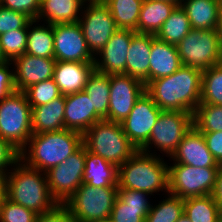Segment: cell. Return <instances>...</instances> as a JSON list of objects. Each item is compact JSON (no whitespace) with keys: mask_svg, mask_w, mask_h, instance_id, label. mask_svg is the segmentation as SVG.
Masks as SVG:
<instances>
[{"mask_svg":"<svg viewBox=\"0 0 222 222\" xmlns=\"http://www.w3.org/2000/svg\"><path fill=\"white\" fill-rule=\"evenodd\" d=\"M202 70L182 65L170 76L150 81L145 92L161 110L194 114L201 99Z\"/></svg>","mask_w":222,"mask_h":222,"instance_id":"obj_1","label":"cell"},{"mask_svg":"<svg viewBox=\"0 0 222 222\" xmlns=\"http://www.w3.org/2000/svg\"><path fill=\"white\" fill-rule=\"evenodd\" d=\"M13 167L6 174V198L38 215L58 205L50 194L46 173L27 166L20 159Z\"/></svg>","mask_w":222,"mask_h":222,"instance_id":"obj_2","label":"cell"},{"mask_svg":"<svg viewBox=\"0 0 222 222\" xmlns=\"http://www.w3.org/2000/svg\"><path fill=\"white\" fill-rule=\"evenodd\" d=\"M82 145L83 135L66 128L59 131L32 134L25 148L20 151V160L27 166L46 173L51 168L63 163Z\"/></svg>","mask_w":222,"mask_h":222,"instance_id":"obj_3","label":"cell"},{"mask_svg":"<svg viewBox=\"0 0 222 222\" xmlns=\"http://www.w3.org/2000/svg\"><path fill=\"white\" fill-rule=\"evenodd\" d=\"M153 150L148 154L138 150L118 167V187L153 193H169L168 163ZM156 153V154H155Z\"/></svg>","mask_w":222,"mask_h":222,"instance_id":"obj_4","label":"cell"},{"mask_svg":"<svg viewBox=\"0 0 222 222\" xmlns=\"http://www.w3.org/2000/svg\"><path fill=\"white\" fill-rule=\"evenodd\" d=\"M86 149L107 162L119 167L137 151L128 139L121 123L102 120L95 123L83 134Z\"/></svg>","mask_w":222,"mask_h":222,"instance_id":"obj_5","label":"cell"},{"mask_svg":"<svg viewBox=\"0 0 222 222\" xmlns=\"http://www.w3.org/2000/svg\"><path fill=\"white\" fill-rule=\"evenodd\" d=\"M32 134V107L24 92L14 91L0 101V137L20 152Z\"/></svg>","mask_w":222,"mask_h":222,"instance_id":"obj_6","label":"cell"},{"mask_svg":"<svg viewBox=\"0 0 222 222\" xmlns=\"http://www.w3.org/2000/svg\"><path fill=\"white\" fill-rule=\"evenodd\" d=\"M118 187H93L82 184L63 204L78 222H92L111 216Z\"/></svg>","mask_w":222,"mask_h":222,"instance_id":"obj_7","label":"cell"},{"mask_svg":"<svg viewBox=\"0 0 222 222\" xmlns=\"http://www.w3.org/2000/svg\"><path fill=\"white\" fill-rule=\"evenodd\" d=\"M176 47L184 66L203 71L222 63V47L216 30L191 29Z\"/></svg>","mask_w":222,"mask_h":222,"instance_id":"obj_8","label":"cell"},{"mask_svg":"<svg viewBox=\"0 0 222 222\" xmlns=\"http://www.w3.org/2000/svg\"><path fill=\"white\" fill-rule=\"evenodd\" d=\"M192 126L193 114L184 111L162 110L152 128L148 142L140 150L152 154L150 148L153 145L158 151L171 157Z\"/></svg>","mask_w":222,"mask_h":222,"instance_id":"obj_9","label":"cell"},{"mask_svg":"<svg viewBox=\"0 0 222 222\" xmlns=\"http://www.w3.org/2000/svg\"><path fill=\"white\" fill-rule=\"evenodd\" d=\"M168 166L169 193L180 197L211 195L220 167H194L174 163Z\"/></svg>","mask_w":222,"mask_h":222,"instance_id":"obj_10","label":"cell"},{"mask_svg":"<svg viewBox=\"0 0 222 222\" xmlns=\"http://www.w3.org/2000/svg\"><path fill=\"white\" fill-rule=\"evenodd\" d=\"M82 11L78 23L87 47L95 57L118 30V27L108 6L102 0H87Z\"/></svg>","mask_w":222,"mask_h":222,"instance_id":"obj_11","label":"cell"},{"mask_svg":"<svg viewBox=\"0 0 222 222\" xmlns=\"http://www.w3.org/2000/svg\"><path fill=\"white\" fill-rule=\"evenodd\" d=\"M86 147L83 144L63 163L46 172L48 188L53 199L63 205L83 184Z\"/></svg>","mask_w":222,"mask_h":222,"instance_id":"obj_12","label":"cell"},{"mask_svg":"<svg viewBox=\"0 0 222 222\" xmlns=\"http://www.w3.org/2000/svg\"><path fill=\"white\" fill-rule=\"evenodd\" d=\"M56 61L94 63L78 22L53 24Z\"/></svg>","mask_w":222,"mask_h":222,"instance_id":"obj_13","label":"cell"},{"mask_svg":"<svg viewBox=\"0 0 222 222\" xmlns=\"http://www.w3.org/2000/svg\"><path fill=\"white\" fill-rule=\"evenodd\" d=\"M145 92V84L127 74L110 75L108 121L122 123L135 102Z\"/></svg>","mask_w":222,"mask_h":222,"instance_id":"obj_14","label":"cell"},{"mask_svg":"<svg viewBox=\"0 0 222 222\" xmlns=\"http://www.w3.org/2000/svg\"><path fill=\"white\" fill-rule=\"evenodd\" d=\"M161 111L152 98L144 92L135 102L129 115L122 121L124 133L138 150L148 142Z\"/></svg>","mask_w":222,"mask_h":222,"instance_id":"obj_15","label":"cell"},{"mask_svg":"<svg viewBox=\"0 0 222 222\" xmlns=\"http://www.w3.org/2000/svg\"><path fill=\"white\" fill-rule=\"evenodd\" d=\"M135 33L129 29H118L99 52V56H95V70L108 75L126 74L128 50Z\"/></svg>","mask_w":222,"mask_h":222,"instance_id":"obj_16","label":"cell"},{"mask_svg":"<svg viewBox=\"0 0 222 222\" xmlns=\"http://www.w3.org/2000/svg\"><path fill=\"white\" fill-rule=\"evenodd\" d=\"M56 60L24 53L12 61L16 91L24 92L31 85L53 78ZM16 67V68H15Z\"/></svg>","mask_w":222,"mask_h":222,"instance_id":"obj_17","label":"cell"},{"mask_svg":"<svg viewBox=\"0 0 222 222\" xmlns=\"http://www.w3.org/2000/svg\"><path fill=\"white\" fill-rule=\"evenodd\" d=\"M175 163L194 167H220L209 151L203 134L193 125L170 157Z\"/></svg>","mask_w":222,"mask_h":222,"instance_id":"obj_18","label":"cell"},{"mask_svg":"<svg viewBox=\"0 0 222 222\" xmlns=\"http://www.w3.org/2000/svg\"><path fill=\"white\" fill-rule=\"evenodd\" d=\"M104 120L94 108L84 91L65 95L64 124L68 130L82 135L95 123Z\"/></svg>","mask_w":222,"mask_h":222,"instance_id":"obj_19","label":"cell"},{"mask_svg":"<svg viewBox=\"0 0 222 222\" xmlns=\"http://www.w3.org/2000/svg\"><path fill=\"white\" fill-rule=\"evenodd\" d=\"M148 194L118 187L110 219L112 222H145L152 205L148 202Z\"/></svg>","mask_w":222,"mask_h":222,"instance_id":"obj_20","label":"cell"},{"mask_svg":"<svg viewBox=\"0 0 222 222\" xmlns=\"http://www.w3.org/2000/svg\"><path fill=\"white\" fill-rule=\"evenodd\" d=\"M94 63L56 61L53 80L62 95L83 91Z\"/></svg>","mask_w":222,"mask_h":222,"instance_id":"obj_21","label":"cell"},{"mask_svg":"<svg viewBox=\"0 0 222 222\" xmlns=\"http://www.w3.org/2000/svg\"><path fill=\"white\" fill-rule=\"evenodd\" d=\"M152 34L135 33L127 55L126 74L145 84L149 83Z\"/></svg>","mask_w":222,"mask_h":222,"instance_id":"obj_22","label":"cell"},{"mask_svg":"<svg viewBox=\"0 0 222 222\" xmlns=\"http://www.w3.org/2000/svg\"><path fill=\"white\" fill-rule=\"evenodd\" d=\"M149 59V82L170 76L182 66L176 45L166 43L153 34Z\"/></svg>","mask_w":222,"mask_h":222,"instance_id":"obj_23","label":"cell"},{"mask_svg":"<svg viewBox=\"0 0 222 222\" xmlns=\"http://www.w3.org/2000/svg\"><path fill=\"white\" fill-rule=\"evenodd\" d=\"M87 0H41L36 19L49 24L76 23ZM79 14V15H78Z\"/></svg>","mask_w":222,"mask_h":222,"instance_id":"obj_24","label":"cell"},{"mask_svg":"<svg viewBox=\"0 0 222 222\" xmlns=\"http://www.w3.org/2000/svg\"><path fill=\"white\" fill-rule=\"evenodd\" d=\"M65 95H61L46 105L32 107L33 134L65 129Z\"/></svg>","mask_w":222,"mask_h":222,"instance_id":"obj_25","label":"cell"},{"mask_svg":"<svg viewBox=\"0 0 222 222\" xmlns=\"http://www.w3.org/2000/svg\"><path fill=\"white\" fill-rule=\"evenodd\" d=\"M82 183L93 187H118V167L86 149Z\"/></svg>","mask_w":222,"mask_h":222,"instance_id":"obj_26","label":"cell"},{"mask_svg":"<svg viewBox=\"0 0 222 222\" xmlns=\"http://www.w3.org/2000/svg\"><path fill=\"white\" fill-rule=\"evenodd\" d=\"M192 29L216 30L220 16L218 0H182Z\"/></svg>","mask_w":222,"mask_h":222,"instance_id":"obj_27","label":"cell"},{"mask_svg":"<svg viewBox=\"0 0 222 222\" xmlns=\"http://www.w3.org/2000/svg\"><path fill=\"white\" fill-rule=\"evenodd\" d=\"M177 6L165 0H144L138 19V33L156 35Z\"/></svg>","mask_w":222,"mask_h":222,"instance_id":"obj_28","label":"cell"},{"mask_svg":"<svg viewBox=\"0 0 222 222\" xmlns=\"http://www.w3.org/2000/svg\"><path fill=\"white\" fill-rule=\"evenodd\" d=\"M92 102V108L108 121L110 100V75L93 70L83 89Z\"/></svg>","mask_w":222,"mask_h":222,"instance_id":"obj_29","label":"cell"},{"mask_svg":"<svg viewBox=\"0 0 222 222\" xmlns=\"http://www.w3.org/2000/svg\"><path fill=\"white\" fill-rule=\"evenodd\" d=\"M32 20L28 24L27 46L25 53L37 57L54 58L53 25L46 23L43 26ZM35 24L34 26H32ZM30 28V29H29Z\"/></svg>","mask_w":222,"mask_h":222,"instance_id":"obj_30","label":"cell"},{"mask_svg":"<svg viewBox=\"0 0 222 222\" xmlns=\"http://www.w3.org/2000/svg\"><path fill=\"white\" fill-rule=\"evenodd\" d=\"M109 8L118 29L138 33V19L144 0H102Z\"/></svg>","mask_w":222,"mask_h":222,"instance_id":"obj_31","label":"cell"},{"mask_svg":"<svg viewBox=\"0 0 222 222\" xmlns=\"http://www.w3.org/2000/svg\"><path fill=\"white\" fill-rule=\"evenodd\" d=\"M191 29L185 10L177 5L155 36L166 43L177 45Z\"/></svg>","mask_w":222,"mask_h":222,"instance_id":"obj_32","label":"cell"},{"mask_svg":"<svg viewBox=\"0 0 222 222\" xmlns=\"http://www.w3.org/2000/svg\"><path fill=\"white\" fill-rule=\"evenodd\" d=\"M184 214L191 222H216L221 213L212 195H205L185 198Z\"/></svg>","mask_w":222,"mask_h":222,"instance_id":"obj_33","label":"cell"},{"mask_svg":"<svg viewBox=\"0 0 222 222\" xmlns=\"http://www.w3.org/2000/svg\"><path fill=\"white\" fill-rule=\"evenodd\" d=\"M200 104L222 106V63L202 71Z\"/></svg>","mask_w":222,"mask_h":222,"instance_id":"obj_34","label":"cell"},{"mask_svg":"<svg viewBox=\"0 0 222 222\" xmlns=\"http://www.w3.org/2000/svg\"><path fill=\"white\" fill-rule=\"evenodd\" d=\"M184 214V199L168 193V197L152 205L145 222H176Z\"/></svg>","mask_w":222,"mask_h":222,"instance_id":"obj_35","label":"cell"},{"mask_svg":"<svg viewBox=\"0 0 222 222\" xmlns=\"http://www.w3.org/2000/svg\"><path fill=\"white\" fill-rule=\"evenodd\" d=\"M193 125L200 132L222 131V106L199 104L193 114Z\"/></svg>","mask_w":222,"mask_h":222,"instance_id":"obj_36","label":"cell"},{"mask_svg":"<svg viewBox=\"0 0 222 222\" xmlns=\"http://www.w3.org/2000/svg\"><path fill=\"white\" fill-rule=\"evenodd\" d=\"M28 28L16 29L0 35L3 55L8 61L23 55L27 46Z\"/></svg>","mask_w":222,"mask_h":222,"instance_id":"obj_37","label":"cell"},{"mask_svg":"<svg viewBox=\"0 0 222 222\" xmlns=\"http://www.w3.org/2000/svg\"><path fill=\"white\" fill-rule=\"evenodd\" d=\"M24 93L31 107L46 105L62 95L53 78L31 85Z\"/></svg>","mask_w":222,"mask_h":222,"instance_id":"obj_38","label":"cell"},{"mask_svg":"<svg viewBox=\"0 0 222 222\" xmlns=\"http://www.w3.org/2000/svg\"><path fill=\"white\" fill-rule=\"evenodd\" d=\"M38 214L5 198L0 205V222H36Z\"/></svg>","mask_w":222,"mask_h":222,"instance_id":"obj_39","label":"cell"},{"mask_svg":"<svg viewBox=\"0 0 222 222\" xmlns=\"http://www.w3.org/2000/svg\"><path fill=\"white\" fill-rule=\"evenodd\" d=\"M31 21L27 15L0 5V35L16 29L28 28Z\"/></svg>","mask_w":222,"mask_h":222,"instance_id":"obj_40","label":"cell"},{"mask_svg":"<svg viewBox=\"0 0 222 222\" xmlns=\"http://www.w3.org/2000/svg\"><path fill=\"white\" fill-rule=\"evenodd\" d=\"M40 2L41 0H0V5L36 20L40 11Z\"/></svg>","mask_w":222,"mask_h":222,"instance_id":"obj_41","label":"cell"},{"mask_svg":"<svg viewBox=\"0 0 222 222\" xmlns=\"http://www.w3.org/2000/svg\"><path fill=\"white\" fill-rule=\"evenodd\" d=\"M19 159L20 152L0 137V173L7 174L9 172L8 168L13 167Z\"/></svg>","mask_w":222,"mask_h":222,"instance_id":"obj_42","label":"cell"},{"mask_svg":"<svg viewBox=\"0 0 222 222\" xmlns=\"http://www.w3.org/2000/svg\"><path fill=\"white\" fill-rule=\"evenodd\" d=\"M12 61H9L3 65H0V101L7 95L16 91L14 84V69L11 66Z\"/></svg>","mask_w":222,"mask_h":222,"instance_id":"obj_43","label":"cell"},{"mask_svg":"<svg viewBox=\"0 0 222 222\" xmlns=\"http://www.w3.org/2000/svg\"><path fill=\"white\" fill-rule=\"evenodd\" d=\"M201 133L203 134L209 151L218 162V164L222 166V131Z\"/></svg>","mask_w":222,"mask_h":222,"instance_id":"obj_44","label":"cell"},{"mask_svg":"<svg viewBox=\"0 0 222 222\" xmlns=\"http://www.w3.org/2000/svg\"><path fill=\"white\" fill-rule=\"evenodd\" d=\"M69 210L64 206L58 204L52 211L44 214H39L36 222H73Z\"/></svg>","mask_w":222,"mask_h":222,"instance_id":"obj_45","label":"cell"},{"mask_svg":"<svg viewBox=\"0 0 222 222\" xmlns=\"http://www.w3.org/2000/svg\"><path fill=\"white\" fill-rule=\"evenodd\" d=\"M211 195L214 198L220 213L222 214V166H220L218 170L215 186Z\"/></svg>","mask_w":222,"mask_h":222,"instance_id":"obj_46","label":"cell"},{"mask_svg":"<svg viewBox=\"0 0 222 222\" xmlns=\"http://www.w3.org/2000/svg\"><path fill=\"white\" fill-rule=\"evenodd\" d=\"M6 198V174L0 173V205Z\"/></svg>","mask_w":222,"mask_h":222,"instance_id":"obj_47","label":"cell"},{"mask_svg":"<svg viewBox=\"0 0 222 222\" xmlns=\"http://www.w3.org/2000/svg\"><path fill=\"white\" fill-rule=\"evenodd\" d=\"M216 31H217V35H218V38L220 40V44H221V47H222V13H220V16H219Z\"/></svg>","mask_w":222,"mask_h":222,"instance_id":"obj_48","label":"cell"},{"mask_svg":"<svg viewBox=\"0 0 222 222\" xmlns=\"http://www.w3.org/2000/svg\"><path fill=\"white\" fill-rule=\"evenodd\" d=\"M7 62H9V61L3 55L2 48H1V45H0V65H3Z\"/></svg>","mask_w":222,"mask_h":222,"instance_id":"obj_49","label":"cell"},{"mask_svg":"<svg viewBox=\"0 0 222 222\" xmlns=\"http://www.w3.org/2000/svg\"><path fill=\"white\" fill-rule=\"evenodd\" d=\"M176 222H191V221L185 214H182Z\"/></svg>","mask_w":222,"mask_h":222,"instance_id":"obj_50","label":"cell"},{"mask_svg":"<svg viewBox=\"0 0 222 222\" xmlns=\"http://www.w3.org/2000/svg\"><path fill=\"white\" fill-rule=\"evenodd\" d=\"M165 1H169L172 3H176L177 5H180L182 0H165Z\"/></svg>","mask_w":222,"mask_h":222,"instance_id":"obj_51","label":"cell"},{"mask_svg":"<svg viewBox=\"0 0 222 222\" xmlns=\"http://www.w3.org/2000/svg\"><path fill=\"white\" fill-rule=\"evenodd\" d=\"M92 222H112V220L110 218H108V219L96 220V221H92Z\"/></svg>","mask_w":222,"mask_h":222,"instance_id":"obj_52","label":"cell"},{"mask_svg":"<svg viewBox=\"0 0 222 222\" xmlns=\"http://www.w3.org/2000/svg\"><path fill=\"white\" fill-rule=\"evenodd\" d=\"M219 6H220V13H222V0H218Z\"/></svg>","mask_w":222,"mask_h":222,"instance_id":"obj_53","label":"cell"},{"mask_svg":"<svg viewBox=\"0 0 222 222\" xmlns=\"http://www.w3.org/2000/svg\"><path fill=\"white\" fill-rule=\"evenodd\" d=\"M216 222H222V214H220Z\"/></svg>","mask_w":222,"mask_h":222,"instance_id":"obj_54","label":"cell"}]
</instances>
